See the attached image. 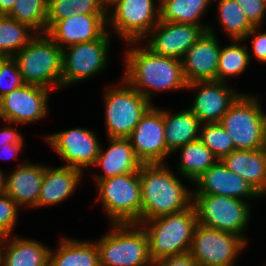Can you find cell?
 <instances>
[{
  "label": "cell",
  "instance_id": "6da1fadb",
  "mask_svg": "<svg viewBox=\"0 0 266 266\" xmlns=\"http://www.w3.org/2000/svg\"><path fill=\"white\" fill-rule=\"evenodd\" d=\"M125 55L123 80L150 102L153 91L187 88L181 60L158 55L146 45L130 48Z\"/></svg>",
  "mask_w": 266,
  "mask_h": 266
},
{
  "label": "cell",
  "instance_id": "7a4b0ae2",
  "mask_svg": "<svg viewBox=\"0 0 266 266\" xmlns=\"http://www.w3.org/2000/svg\"><path fill=\"white\" fill-rule=\"evenodd\" d=\"M139 179L142 213L138 224L181 212L192 205L193 191H189L163 163L142 164Z\"/></svg>",
  "mask_w": 266,
  "mask_h": 266
},
{
  "label": "cell",
  "instance_id": "3957f363",
  "mask_svg": "<svg viewBox=\"0 0 266 266\" xmlns=\"http://www.w3.org/2000/svg\"><path fill=\"white\" fill-rule=\"evenodd\" d=\"M197 224V213L193 204L181 212L141 223L148 236L149 256L152 262L168 256L189 253Z\"/></svg>",
  "mask_w": 266,
  "mask_h": 266
},
{
  "label": "cell",
  "instance_id": "277c9868",
  "mask_svg": "<svg viewBox=\"0 0 266 266\" xmlns=\"http://www.w3.org/2000/svg\"><path fill=\"white\" fill-rule=\"evenodd\" d=\"M112 227L96 242L100 266H154L148 236L141 224L112 223Z\"/></svg>",
  "mask_w": 266,
  "mask_h": 266
},
{
  "label": "cell",
  "instance_id": "5b68a950",
  "mask_svg": "<svg viewBox=\"0 0 266 266\" xmlns=\"http://www.w3.org/2000/svg\"><path fill=\"white\" fill-rule=\"evenodd\" d=\"M13 58L24 83L62 87V49L46 34L36 33Z\"/></svg>",
  "mask_w": 266,
  "mask_h": 266
},
{
  "label": "cell",
  "instance_id": "8992f818",
  "mask_svg": "<svg viewBox=\"0 0 266 266\" xmlns=\"http://www.w3.org/2000/svg\"><path fill=\"white\" fill-rule=\"evenodd\" d=\"M98 199L112 223H137L141 219L142 198L139 171L100 180Z\"/></svg>",
  "mask_w": 266,
  "mask_h": 266
},
{
  "label": "cell",
  "instance_id": "52a82bcc",
  "mask_svg": "<svg viewBox=\"0 0 266 266\" xmlns=\"http://www.w3.org/2000/svg\"><path fill=\"white\" fill-rule=\"evenodd\" d=\"M122 87L106 89L105 120L107 137L128 138L142 116L153 105L125 80Z\"/></svg>",
  "mask_w": 266,
  "mask_h": 266
},
{
  "label": "cell",
  "instance_id": "ba28073f",
  "mask_svg": "<svg viewBox=\"0 0 266 266\" xmlns=\"http://www.w3.org/2000/svg\"><path fill=\"white\" fill-rule=\"evenodd\" d=\"M192 204L198 223L213 229L236 234L244 238L243 232L250 217V205L223 195L193 194Z\"/></svg>",
  "mask_w": 266,
  "mask_h": 266
},
{
  "label": "cell",
  "instance_id": "9c48e42d",
  "mask_svg": "<svg viewBox=\"0 0 266 266\" xmlns=\"http://www.w3.org/2000/svg\"><path fill=\"white\" fill-rule=\"evenodd\" d=\"M231 136L236 150H258L266 145L258 99L242 93L219 122Z\"/></svg>",
  "mask_w": 266,
  "mask_h": 266
},
{
  "label": "cell",
  "instance_id": "30bf717a",
  "mask_svg": "<svg viewBox=\"0 0 266 266\" xmlns=\"http://www.w3.org/2000/svg\"><path fill=\"white\" fill-rule=\"evenodd\" d=\"M247 242L240 236L197 224L191 256L199 266H235L238 254Z\"/></svg>",
  "mask_w": 266,
  "mask_h": 266
},
{
  "label": "cell",
  "instance_id": "8fae6325",
  "mask_svg": "<svg viewBox=\"0 0 266 266\" xmlns=\"http://www.w3.org/2000/svg\"><path fill=\"white\" fill-rule=\"evenodd\" d=\"M154 4V0H118L113 6L107 22L112 29L128 41V44H136L149 33L160 20V5Z\"/></svg>",
  "mask_w": 266,
  "mask_h": 266
},
{
  "label": "cell",
  "instance_id": "7c38bea8",
  "mask_svg": "<svg viewBox=\"0 0 266 266\" xmlns=\"http://www.w3.org/2000/svg\"><path fill=\"white\" fill-rule=\"evenodd\" d=\"M109 32L99 39L62 49V86L88 79L106 68Z\"/></svg>",
  "mask_w": 266,
  "mask_h": 266
},
{
  "label": "cell",
  "instance_id": "4fadbf2b",
  "mask_svg": "<svg viewBox=\"0 0 266 266\" xmlns=\"http://www.w3.org/2000/svg\"><path fill=\"white\" fill-rule=\"evenodd\" d=\"M142 164L164 163L172 153L164 135L163 109L152 105L128 137Z\"/></svg>",
  "mask_w": 266,
  "mask_h": 266
},
{
  "label": "cell",
  "instance_id": "5bb4252c",
  "mask_svg": "<svg viewBox=\"0 0 266 266\" xmlns=\"http://www.w3.org/2000/svg\"><path fill=\"white\" fill-rule=\"evenodd\" d=\"M48 89L34 84H24L0 99V118L9 124H27L47 115Z\"/></svg>",
  "mask_w": 266,
  "mask_h": 266
},
{
  "label": "cell",
  "instance_id": "9a60e30c",
  "mask_svg": "<svg viewBox=\"0 0 266 266\" xmlns=\"http://www.w3.org/2000/svg\"><path fill=\"white\" fill-rule=\"evenodd\" d=\"M48 144L67 162V167L81 169L93 166L100 150L94 132L85 128L69 130L45 136Z\"/></svg>",
  "mask_w": 266,
  "mask_h": 266
},
{
  "label": "cell",
  "instance_id": "2e32d148",
  "mask_svg": "<svg viewBox=\"0 0 266 266\" xmlns=\"http://www.w3.org/2000/svg\"><path fill=\"white\" fill-rule=\"evenodd\" d=\"M209 26L160 21L149 33L146 46L158 55L181 60Z\"/></svg>",
  "mask_w": 266,
  "mask_h": 266
},
{
  "label": "cell",
  "instance_id": "e0dca14e",
  "mask_svg": "<svg viewBox=\"0 0 266 266\" xmlns=\"http://www.w3.org/2000/svg\"><path fill=\"white\" fill-rule=\"evenodd\" d=\"M220 50L217 36L209 26L181 59L187 84L217 80Z\"/></svg>",
  "mask_w": 266,
  "mask_h": 266
},
{
  "label": "cell",
  "instance_id": "ac0fdd59",
  "mask_svg": "<svg viewBox=\"0 0 266 266\" xmlns=\"http://www.w3.org/2000/svg\"><path fill=\"white\" fill-rule=\"evenodd\" d=\"M189 88H199L189 110L202 124L219 123L231 104L240 95L230 89L226 82L217 80L190 83L187 85V89Z\"/></svg>",
  "mask_w": 266,
  "mask_h": 266
},
{
  "label": "cell",
  "instance_id": "d6986e66",
  "mask_svg": "<svg viewBox=\"0 0 266 266\" xmlns=\"http://www.w3.org/2000/svg\"><path fill=\"white\" fill-rule=\"evenodd\" d=\"M108 14H73L55 22L46 34L61 48L99 39L106 31ZM66 46H65V45Z\"/></svg>",
  "mask_w": 266,
  "mask_h": 266
},
{
  "label": "cell",
  "instance_id": "ffe728a7",
  "mask_svg": "<svg viewBox=\"0 0 266 266\" xmlns=\"http://www.w3.org/2000/svg\"><path fill=\"white\" fill-rule=\"evenodd\" d=\"M193 194L223 195L242 200L261 197L242 177L227 169L221 160L205 171L195 181Z\"/></svg>",
  "mask_w": 266,
  "mask_h": 266
},
{
  "label": "cell",
  "instance_id": "44dd1931",
  "mask_svg": "<svg viewBox=\"0 0 266 266\" xmlns=\"http://www.w3.org/2000/svg\"><path fill=\"white\" fill-rule=\"evenodd\" d=\"M45 165L23 161L5 176V193L20 206L36 207L43 181Z\"/></svg>",
  "mask_w": 266,
  "mask_h": 266
},
{
  "label": "cell",
  "instance_id": "7402d4cb",
  "mask_svg": "<svg viewBox=\"0 0 266 266\" xmlns=\"http://www.w3.org/2000/svg\"><path fill=\"white\" fill-rule=\"evenodd\" d=\"M109 148L104 151L100 146L99 154L93 166H101L104 174L94 175L96 182L121 174L136 173L142 162L136 157L128 138L109 137Z\"/></svg>",
  "mask_w": 266,
  "mask_h": 266
},
{
  "label": "cell",
  "instance_id": "603a6c76",
  "mask_svg": "<svg viewBox=\"0 0 266 266\" xmlns=\"http://www.w3.org/2000/svg\"><path fill=\"white\" fill-rule=\"evenodd\" d=\"M8 237H0V266H48L50 249L46 245L16 235Z\"/></svg>",
  "mask_w": 266,
  "mask_h": 266
},
{
  "label": "cell",
  "instance_id": "cb8c5ba5",
  "mask_svg": "<svg viewBox=\"0 0 266 266\" xmlns=\"http://www.w3.org/2000/svg\"><path fill=\"white\" fill-rule=\"evenodd\" d=\"M83 171L81 169L61 166H46L38 198V207L58 204L74 193Z\"/></svg>",
  "mask_w": 266,
  "mask_h": 266
},
{
  "label": "cell",
  "instance_id": "d4e9b609",
  "mask_svg": "<svg viewBox=\"0 0 266 266\" xmlns=\"http://www.w3.org/2000/svg\"><path fill=\"white\" fill-rule=\"evenodd\" d=\"M228 170L244 178L260 195L266 194V151L234 150L222 160Z\"/></svg>",
  "mask_w": 266,
  "mask_h": 266
},
{
  "label": "cell",
  "instance_id": "484cf974",
  "mask_svg": "<svg viewBox=\"0 0 266 266\" xmlns=\"http://www.w3.org/2000/svg\"><path fill=\"white\" fill-rule=\"evenodd\" d=\"M163 122L167 148L171 153L199 139L202 123L189 109L174 115L163 109Z\"/></svg>",
  "mask_w": 266,
  "mask_h": 266
},
{
  "label": "cell",
  "instance_id": "4316f807",
  "mask_svg": "<svg viewBox=\"0 0 266 266\" xmlns=\"http://www.w3.org/2000/svg\"><path fill=\"white\" fill-rule=\"evenodd\" d=\"M48 266H100L96 242L61 238L58 249H50Z\"/></svg>",
  "mask_w": 266,
  "mask_h": 266
},
{
  "label": "cell",
  "instance_id": "83f0119b",
  "mask_svg": "<svg viewBox=\"0 0 266 266\" xmlns=\"http://www.w3.org/2000/svg\"><path fill=\"white\" fill-rule=\"evenodd\" d=\"M181 151L178 164L179 173L194 182L205 171L212 167L218 159L199 139L176 149Z\"/></svg>",
  "mask_w": 266,
  "mask_h": 266
},
{
  "label": "cell",
  "instance_id": "f1b7e54d",
  "mask_svg": "<svg viewBox=\"0 0 266 266\" xmlns=\"http://www.w3.org/2000/svg\"><path fill=\"white\" fill-rule=\"evenodd\" d=\"M212 0H159L160 21L202 25L200 20Z\"/></svg>",
  "mask_w": 266,
  "mask_h": 266
},
{
  "label": "cell",
  "instance_id": "f546056e",
  "mask_svg": "<svg viewBox=\"0 0 266 266\" xmlns=\"http://www.w3.org/2000/svg\"><path fill=\"white\" fill-rule=\"evenodd\" d=\"M33 31L26 24L7 15H0V55L14 57L36 35Z\"/></svg>",
  "mask_w": 266,
  "mask_h": 266
},
{
  "label": "cell",
  "instance_id": "4dcf8cb0",
  "mask_svg": "<svg viewBox=\"0 0 266 266\" xmlns=\"http://www.w3.org/2000/svg\"><path fill=\"white\" fill-rule=\"evenodd\" d=\"M217 9L220 23L233 41L244 40L254 27L235 0H219Z\"/></svg>",
  "mask_w": 266,
  "mask_h": 266
},
{
  "label": "cell",
  "instance_id": "1f68e13d",
  "mask_svg": "<svg viewBox=\"0 0 266 266\" xmlns=\"http://www.w3.org/2000/svg\"><path fill=\"white\" fill-rule=\"evenodd\" d=\"M236 40L232 45L222 47L219 55L217 81L226 82V77L239 76L247 69L251 55L243 45Z\"/></svg>",
  "mask_w": 266,
  "mask_h": 266
},
{
  "label": "cell",
  "instance_id": "d6a6232c",
  "mask_svg": "<svg viewBox=\"0 0 266 266\" xmlns=\"http://www.w3.org/2000/svg\"><path fill=\"white\" fill-rule=\"evenodd\" d=\"M7 16L28 25L34 32L46 33L47 0H17Z\"/></svg>",
  "mask_w": 266,
  "mask_h": 266
},
{
  "label": "cell",
  "instance_id": "836d02e7",
  "mask_svg": "<svg viewBox=\"0 0 266 266\" xmlns=\"http://www.w3.org/2000/svg\"><path fill=\"white\" fill-rule=\"evenodd\" d=\"M200 132L199 140L218 160L236 150L231 136L220 123L202 124Z\"/></svg>",
  "mask_w": 266,
  "mask_h": 266
},
{
  "label": "cell",
  "instance_id": "e575fe53",
  "mask_svg": "<svg viewBox=\"0 0 266 266\" xmlns=\"http://www.w3.org/2000/svg\"><path fill=\"white\" fill-rule=\"evenodd\" d=\"M24 84L16 60L6 57L0 64V99Z\"/></svg>",
  "mask_w": 266,
  "mask_h": 266
},
{
  "label": "cell",
  "instance_id": "d590c367",
  "mask_svg": "<svg viewBox=\"0 0 266 266\" xmlns=\"http://www.w3.org/2000/svg\"><path fill=\"white\" fill-rule=\"evenodd\" d=\"M19 206L6 193L0 195V237L10 236L18 220Z\"/></svg>",
  "mask_w": 266,
  "mask_h": 266
},
{
  "label": "cell",
  "instance_id": "8d00e7d4",
  "mask_svg": "<svg viewBox=\"0 0 266 266\" xmlns=\"http://www.w3.org/2000/svg\"><path fill=\"white\" fill-rule=\"evenodd\" d=\"M254 27H260L266 12V0H235Z\"/></svg>",
  "mask_w": 266,
  "mask_h": 266
},
{
  "label": "cell",
  "instance_id": "74e56055",
  "mask_svg": "<svg viewBox=\"0 0 266 266\" xmlns=\"http://www.w3.org/2000/svg\"><path fill=\"white\" fill-rule=\"evenodd\" d=\"M69 0H47V30L57 21L71 16Z\"/></svg>",
  "mask_w": 266,
  "mask_h": 266
},
{
  "label": "cell",
  "instance_id": "f35d334b",
  "mask_svg": "<svg viewBox=\"0 0 266 266\" xmlns=\"http://www.w3.org/2000/svg\"><path fill=\"white\" fill-rule=\"evenodd\" d=\"M70 14H109L101 0H69Z\"/></svg>",
  "mask_w": 266,
  "mask_h": 266
},
{
  "label": "cell",
  "instance_id": "ab89813d",
  "mask_svg": "<svg viewBox=\"0 0 266 266\" xmlns=\"http://www.w3.org/2000/svg\"><path fill=\"white\" fill-rule=\"evenodd\" d=\"M258 28L259 27H253L252 30L245 36L244 40H246V38H250L254 36L252 40L253 55L255 59H257L260 62L265 63L266 62V32H262L256 35V31H258L257 30Z\"/></svg>",
  "mask_w": 266,
  "mask_h": 266
},
{
  "label": "cell",
  "instance_id": "60d3db41",
  "mask_svg": "<svg viewBox=\"0 0 266 266\" xmlns=\"http://www.w3.org/2000/svg\"><path fill=\"white\" fill-rule=\"evenodd\" d=\"M154 266H199L190 253L162 258Z\"/></svg>",
  "mask_w": 266,
  "mask_h": 266
},
{
  "label": "cell",
  "instance_id": "b9f144b4",
  "mask_svg": "<svg viewBox=\"0 0 266 266\" xmlns=\"http://www.w3.org/2000/svg\"><path fill=\"white\" fill-rule=\"evenodd\" d=\"M23 143L21 133L8 125L0 129V147L6 146V144Z\"/></svg>",
  "mask_w": 266,
  "mask_h": 266
},
{
  "label": "cell",
  "instance_id": "7bdbcfd3",
  "mask_svg": "<svg viewBox=\"0 0 266 266\" xmlns=\"http://www.w3.org/2000/svg\"><path fill=\"white\" fill-rule=\"evenodd\" d=\"M22 146L23 143L6 144V146L0 147V157L6 159V157L3 156L6 153L5 155H7V157L16 158V155L20 152Z\"/></svg>",
  "mask_w": 266,
  "mask_h": 266
},
{
  "label": "cell",
  "instance_id": "ee69618b",
  "mask_svg": "<svg viewBox=\"0 0 266 266\" xmlns=\"http://www.w3.org/2000/svg\"><path fill=\"white\" fill-rule=\"evenodd\" d=\"M17 0H0V15H8Z\"/></svg>",
  "mask_w": 266,
  "mask_h": 266
},
{
  "label": "cell",
  "instance_id": "f6af8a7d",
  "mask_svg": "<svg viewBox=\"0 0 266 266\" xmlns=\"http://www.w3.org/2000/svg\"><path fill=\"white\" fill-rule=\"evenodd\" d=\"M5 176L2 170L0 169V195L5 193Z\"/></svg>",
  "mask_w": 266,
  "mask_h": 266
},
{
  "label": "cell",
  "instance_id": "bcb514c9",
  "mask_svg": "<svg viewBox=\"0 0 266 266\" xmlns=\"http://www.w3.org/2000/svg\"><path fill=\"white\" fill-rule=\"evenodd\" d=\"M118 0H101L102 4L106 7V9L110 12L109 8L114 5Z\"/></svg>",
  "mask_w": 266,
  "mask_h": 266
},
{
  "label": "cell",
  "instance_id": "7dc6e473",
  "mask_svg": "<svg viewBox=\"0 0 266 266\" xmlns=\"http://www.w3.org/2000/svg\"><path fill=\"white\" fill-rule=\"evenodd\" d=\"M258 105H259V108H260V114H261L263 130L266 133V115L263 113L259 103H258Z\"/></svg>",
  "mask_w": 266,
  "mask_h": 266
},
{
  "label": "cell",
  "instance_id": "c3c4849f",
  "mask_svg": "<svg viewBox=\"0 0 266 266\" xmlns=\"http://www.w3.org/2000/svg\"><path fill=\"white\" fill-rule=\"evenodd\" d=\"M5 58H6V56H4V55H0V64H1V62H2Z\"/></svg>",
  "mask_w": 266,
  "mask_h": 266
}]
</instances>
